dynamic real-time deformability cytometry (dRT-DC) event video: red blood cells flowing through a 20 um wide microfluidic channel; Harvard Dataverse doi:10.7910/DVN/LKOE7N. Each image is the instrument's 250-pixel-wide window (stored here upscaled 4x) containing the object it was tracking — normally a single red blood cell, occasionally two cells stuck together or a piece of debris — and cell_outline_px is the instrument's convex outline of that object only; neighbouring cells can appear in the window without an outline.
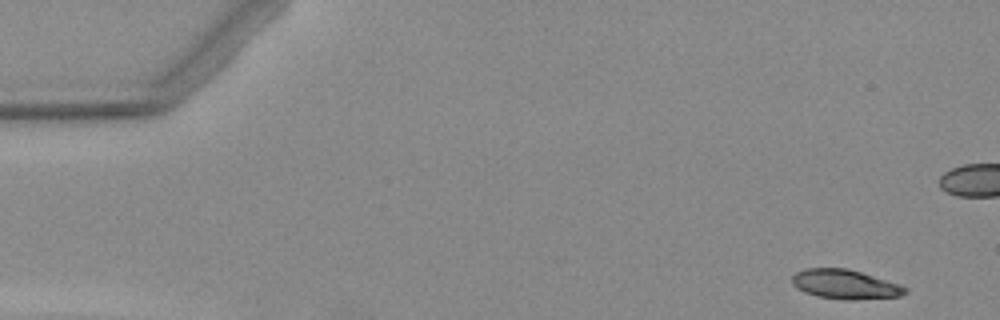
{"species": "Egyptian fruit bat (a non-hibernating species)", "species_latin": "Rousettus aegyptiacus", "temperature_condition": "warm", "stored_images_in_passage": 5, "camera_frame_rate_fps": 3000, "um_per_image_px": 0.085, "animal": {"sex": "female"}, "frame": {"image": 1, "passage_image": 1, "time_ms": 0.0, "image_size_px": [1000, 320], "cell_outline_px": [[908, 292], [900, 296], [816, 296], [804, 292], [796, 288], [792, 284], [792, 276], [796, 272], [804, 268], [844, 268], [860, 272], [900, 284], [908, 288]], "centroid_in_image_um": [71.75, 24.09], "position_along_channel_um": 13.2, "area_um2": 18.09}}
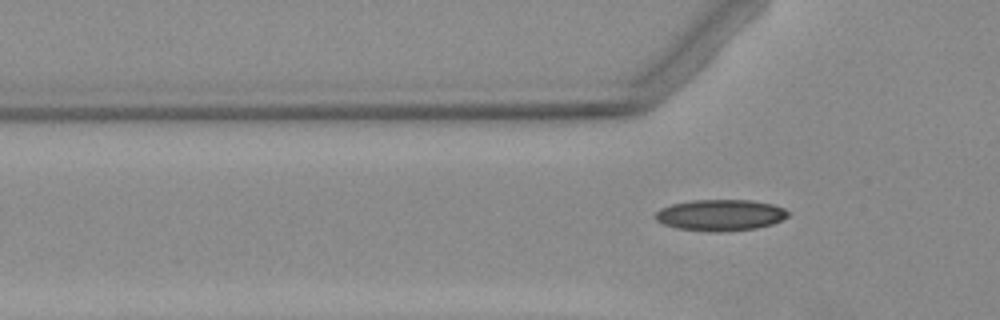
{"frame": {"image": 2, "passage_image": 5, "time_ms": 6.333, "image_size_px": [1000, 320], "cell_outline_px": [[788, 216], [772, 224], [756, 228], [724, 232], [712, 232], [676, 228], [664, 224], [656, 220], [656, 212], [660, 208], [672, 204], [692, 200], [752, 200], [772, 204], [784, 208], [788, 212]], "centroid_in_image_um": [61.23, 18.28], "position_along_channel_um": 64.6, "area_um2": 24.16}}